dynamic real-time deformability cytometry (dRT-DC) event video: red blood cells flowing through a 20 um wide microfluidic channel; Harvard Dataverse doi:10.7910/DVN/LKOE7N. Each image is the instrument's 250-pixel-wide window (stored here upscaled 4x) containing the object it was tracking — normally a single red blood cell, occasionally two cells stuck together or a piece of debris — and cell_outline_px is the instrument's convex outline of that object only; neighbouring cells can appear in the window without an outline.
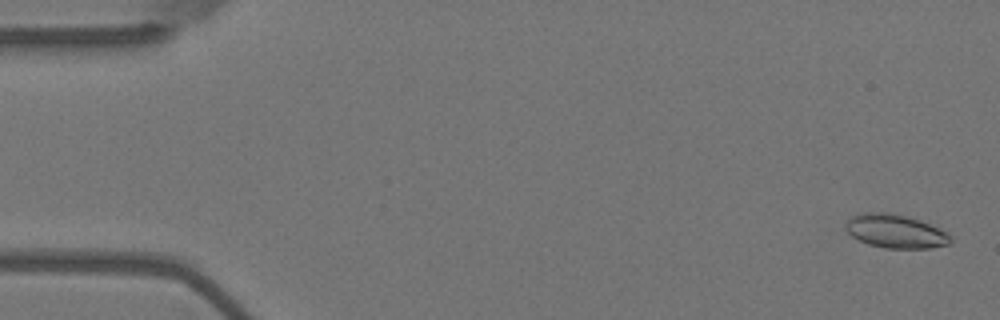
{"species": "Egyptian fruit bat (a non-hibernating species)", "species_latin": "Rousettus aegyptiacus", "temperature_condition": "warm", "stored_images_in_passage": 55, "camera_frame_rate_fps": 3000, "um_per_image_px": 0.085, "animal": {"sex": "female"}, "frame": {"image": 1, "passage_image": 1, "time_ms": 0.0, "image_size_px": [1000, 320], "cell_outline_px": [[952, 240], [948, 244], [932, 248], [884, 248], [868, 244], [852, 236], [844, 228], [848, 220], [852, 216], [864, 212], [892, 212], [908, 216], [920, 220], [940, 228], [952, 236]], "centroid_in_image_um": [76.13, 19.65], "position_along_channel_um": 8.9, "area_um2": 20.69}}
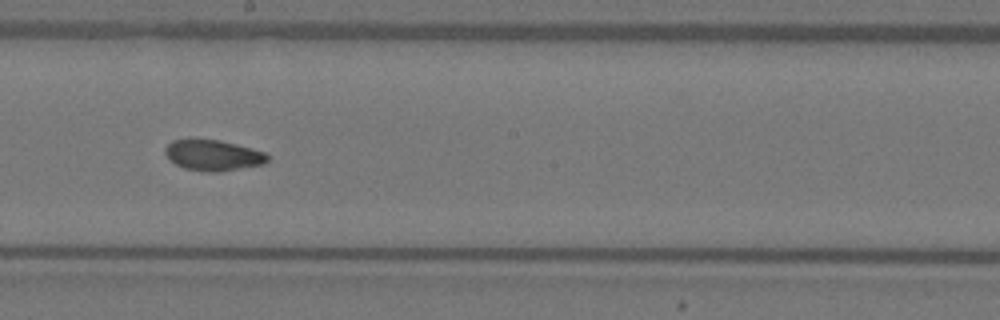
{"frame": {"image": 2, "passage_image": 30, "time_ms": 9.667, "image_size_px": [1000, 320], "cell_outline_px": [[268, 160], [264, 164], [216, 172], [208, 172], [184, 168], [176, 164], [164, 152], [164, 148], [172, 140], [220, 140], [252, 148], [264, 152], [268, 156]], "centroid_in_image_um": [18.12, 13.2], "position_along_channel_um": 230.1, "area_um2": 18.03}}
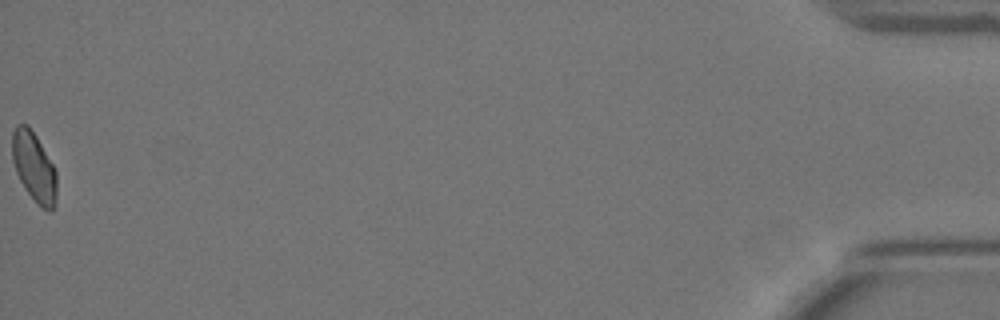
{"frame": {"image": 3, "passage_image": 55, "time_ms": 18.0, "image_size_px": [1000, 320], "cell_outline_px": [[56, 204], [52, 212], [48, 212], [36, 204], [20, 180], [16, 172], [12, 160], [12, 132], [16, 124], [28, 124], [36, 136], [52, 164], [56, 172]], "centroid_in_image_um": [2.89, 14.22], "position_along_channel_um": 432.3, "area_um2": 18.09}, "authors_computed_cell_mechanics": {"area_um2": 18.5538, "velocity_mm_per_s": 3.6607, "shape_relaxation_time_tau1_ms": 8.8018, "shape_relaxation_time_tau2_ms": 2.5502, "deformation_change_tau1": 0.1433, "deformation_change_tau2": 0.0546}}